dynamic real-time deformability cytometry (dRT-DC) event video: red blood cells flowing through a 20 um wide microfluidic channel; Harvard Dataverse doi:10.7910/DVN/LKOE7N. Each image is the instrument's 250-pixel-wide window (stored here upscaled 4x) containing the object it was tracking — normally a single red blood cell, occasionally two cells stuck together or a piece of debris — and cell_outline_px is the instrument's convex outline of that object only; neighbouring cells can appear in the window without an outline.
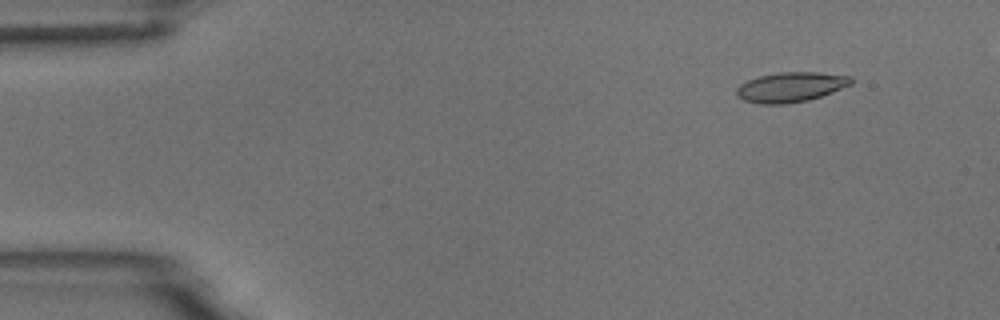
{"species": "common noctule bat (a hibernating species)", "species_latin": "Nyctalus noctula", "temperature_condition": "room temperature", "stored_images_in_passage": 8, "camera_frame_rate_fps": 3000, "um_per_image_px": 0.085, "animal": {"sex": "male", "body_mass_g": 18.8}, "frame": {"image": 1, "passage_image": 2, "time_ms": 1.333, "image_size_px": [1000, 320], "cell_outline_px": [[852, 84], [832, 92], [808, 100], [784, 104], [760, 104], [744, 100], [736, 96], [736, 88], [740, 84], [748, 80], [760, 76], [776, 72], [820, 72], [852, 76]], "centroid_in_image_um": [67.21, 7.39], "position_along_channel_um": 17.8, "area_um2": 20.0}}
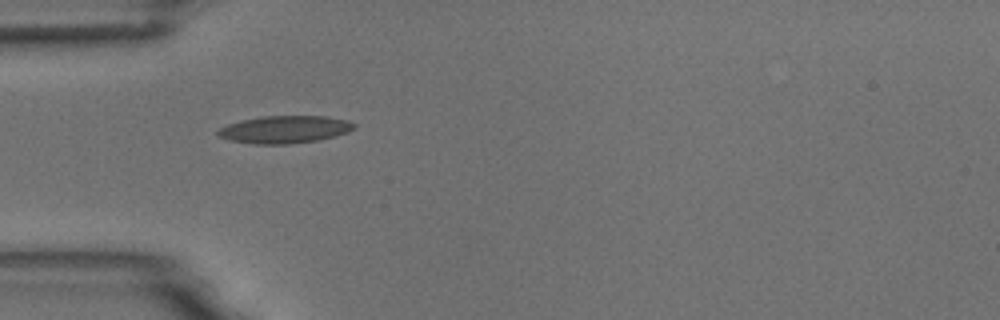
{"frame": {"image": 2, "passage_image": 5, "time_ms": 5.0, "image_size_px": [1000, 320], "cell_outline_px": [[356, 128], [348, 132], [320, 140], [288, 144], [256, 144], [228, 140], [216, 136], [216, 132], [220, 128], [228, 124], [240, 120], [260, 116], [324, 116], [348, 120], [356, 124]], "centroid_in_image_um": [24.19, 11.0], "position_along_channel_um": 60.8, "area_um2": 22.02}}